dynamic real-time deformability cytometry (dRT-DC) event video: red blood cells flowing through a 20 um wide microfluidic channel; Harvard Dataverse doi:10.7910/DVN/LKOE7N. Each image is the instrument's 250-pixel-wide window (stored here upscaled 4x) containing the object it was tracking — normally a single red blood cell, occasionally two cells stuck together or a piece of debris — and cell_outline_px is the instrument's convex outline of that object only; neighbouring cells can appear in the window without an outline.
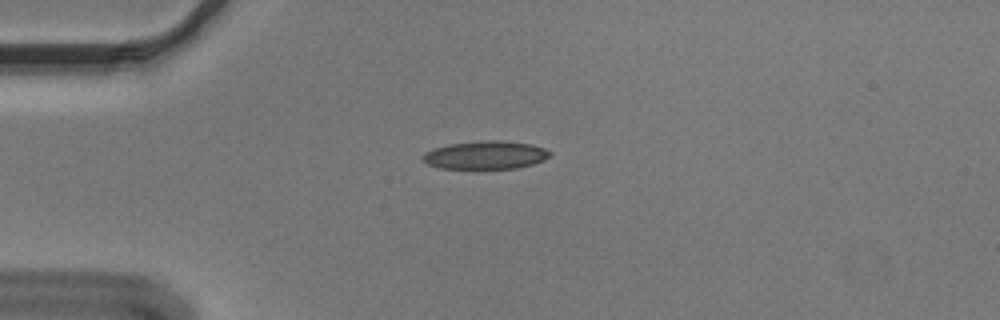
{"species": "Egyptian fruit bat (a non-hibernating species)", "species_latin": "Rousettus aegyptiacus", "temperature_condition": "cold", "stored_images_in_passage": 43, "camera_frame_rate_fps": 3000, "um_per_image_px": 0.085, "animal": {"sex": "male"}, "frame": {"image": 1, "passage_image": 2, "time_ms": 0.333, "image_size_px": [1000, 320], "cell_outline_px": [[552, 156], [544, 160], [532, 164], [516, 168], [440, 168], [428, 164], [420, 156], [424, 152], [448, 144], [484, 140], [500, 140], [532, 144], [544, 148], [552, 152]], "centroid_in_image_um": [41.3, 13.17], "position_along_channel_um": 43.7, "area_um2": 20.87}}
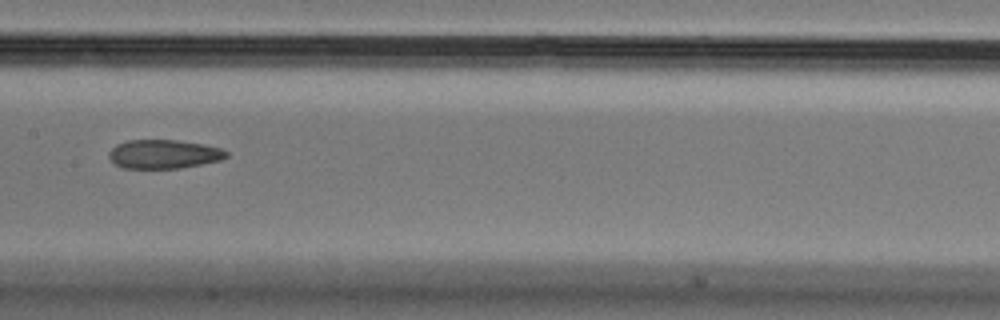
{"frame": {"image": 2, "passage_image": 16, "time_ms": 5.0, "image_size_px": [1000, 320], "cell_outline_px": [[228, 156], [220, 160], [180, 168], [124, 168], [116, 164], [108, 156], [108, 152], [116, 144], [128, 140], [176, 140], [204, 144], [220, 148], [228, 152]], "centroid_in_image_um": [13.91, 13.09], "position_along_channel_um": 193.5, "area_um2": 19.65}}
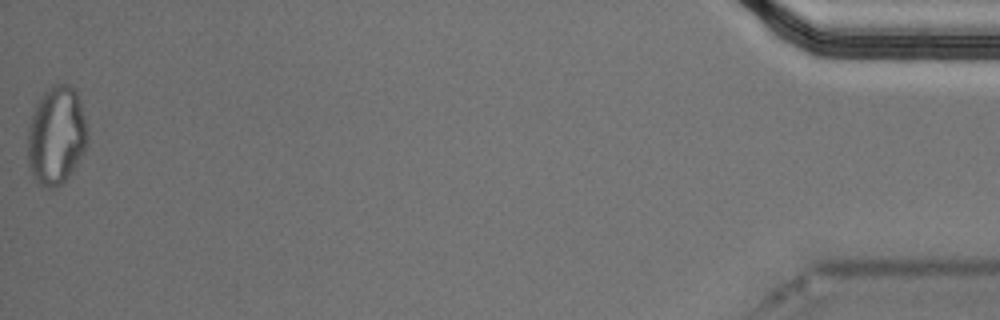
{"frame": {"image": 3, "passage_image": 43, "time_ms": 14.0, "image_size_px": [1000, 320], "cell_outline_px": [[88, 140], [84, 152], [72, 172], [56, 188], [48, 188], [40, 184], [36, 180], [28, 164], [28, 128], [36, 104], [40, 96], [52, 84], [68, 84], [76, 92], [80, 100], [88, 136]], "centroid_in_image_um": [4.79, 11.51], "position_along_channel_um": 430.4, "area_um2": 34.1}, "authors_computed_cell_mechanics": {"area_um2": 21.5016, "velocity_mm_per_s": 3.6494, "shape_relaxation_time_tau1_ms": null, "shape_relaxation_time_tau2_ms": 4.7383, "deformation_change_tau1": null, "deformation_change_tau2": 0.1177}}